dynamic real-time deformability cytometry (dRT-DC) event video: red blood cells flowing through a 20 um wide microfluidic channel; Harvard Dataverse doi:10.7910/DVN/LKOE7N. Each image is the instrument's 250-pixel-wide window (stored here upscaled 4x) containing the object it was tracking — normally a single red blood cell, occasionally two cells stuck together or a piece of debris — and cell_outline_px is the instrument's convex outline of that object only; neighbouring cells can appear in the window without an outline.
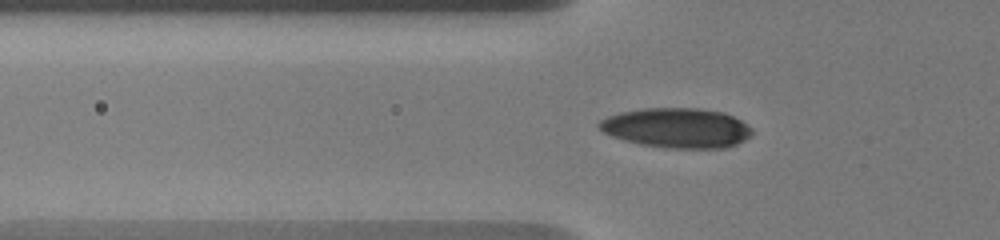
{"species": "human", "species_latin": "Homo sapiens", "temperature_condition": "warm", "stored_images_in_passage": 28, "camera_frame_rate_fps": 3000, "um_per_image_px": 0.085, "donor": {"sex": "male"}, "frame": {"image": 1, "passage_image": 2, "time_ms": 0.333, "image_size_px": [1000, 240], "cell_outline_px": [[752, 136], [736, 144], [724, 148], [664, 148], [640, 144], [624, 140], [612, 136], [604, 132], [596, 124], [600, 120], [608, 116], [620, 112], [644, 108], [700, 108], [724, 112], [740, 120], [752, 128]], "centroid_in_image_um": [57.53, 10.87], "position_along_channel_um": 68.3, "area_um2": 35.6}}
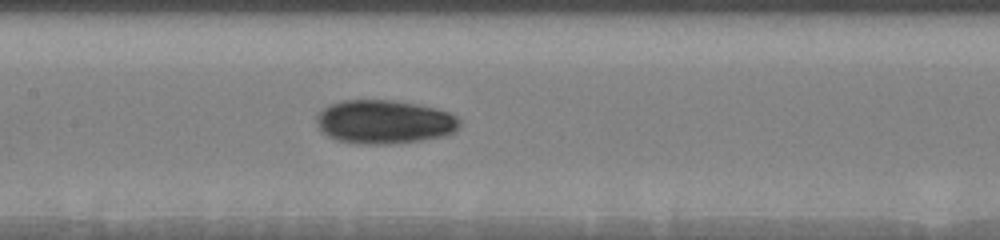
{"frame": {"image": 2, "passage_image": 8, "time_ms": 3.333, "image_size_px": [1000, 240], "cell_outline_px": [[460, 124], [452, 132], [444, 136], [420, 140], [388, 144], [352, 144], [336, 140], [328, 136], [320, 128], [316, 120], [316, 116], [328, 104], [344, 100], [396, 100], [436, 108], [448, 112], [456, 116], [460, 120]], "centroid_in_image_um": [32.64, 10.36], "position_along_channel_um": 174.8, "area_um2": 36.47}}
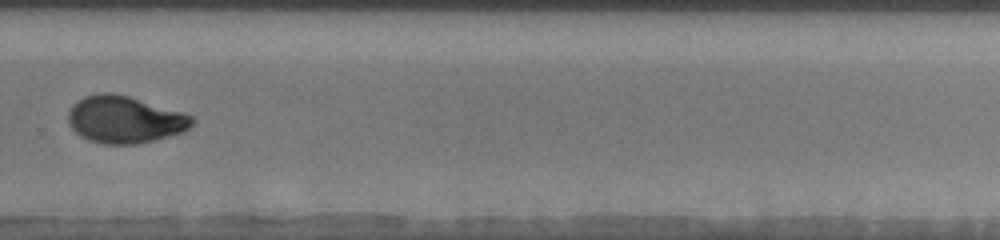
{"frame": {"image": 3, "passage_image": 17, "time_ms": 7.333, "image_size_px": [1000, 240], "cell_outline_px": [[196, 120], [184, 132], [136, 144], [104, 144], [88, 140], [80, 136], [68, 124], [68, 112], [84, 96], [100, 92], [112, 92], [128, 96], [184, 112], [192, 116]], "centroid_in_image_um": [10.61, 10.16], "position_along_channel_um": 319.2, "area_um2": 33.93}, "authors_computed_cell_mechanics": {"area_um2": 34.4777, "velocity_mm_per_s": 3.6306, "shape_relaxation_time_tau1_ms": 5.9407, "shape_relaxation_time_tau2_ms": 2.4272, "deformation_change_tau1": 0.1613, "deformation_change_tau2": 0.0592}}